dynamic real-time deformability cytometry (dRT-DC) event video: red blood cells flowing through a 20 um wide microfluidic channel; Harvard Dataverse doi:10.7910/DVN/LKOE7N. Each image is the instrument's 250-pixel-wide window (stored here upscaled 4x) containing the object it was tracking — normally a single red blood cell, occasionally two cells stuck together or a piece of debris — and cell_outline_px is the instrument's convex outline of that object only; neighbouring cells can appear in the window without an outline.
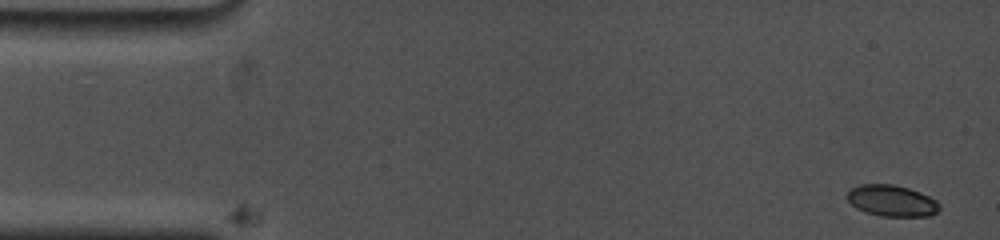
{"species": "common noctule bat (a hibernating species)", "species_latin": "Nyctalus noctula", "temperature_condition": "cold", "stored_images_in_passage": 2, "camera_frame_rate_fps": 5000, "um_per_image_px": 0.085, "animal": {"sex": "female", "body_mass_g": 19.0, "forearm_length_mm": 53.3}, "frame": {"image": 1, "passage_image": 1, "time_ms": 0.0, "image_size_px": [1000, 240], "cell_outline_px": [[940, 208], [932, 216], [880, 216], [864, 212], [856, 208], [844, 196], [852, 188], [860, 184], [892, 184], [908, 188], [920, 192], [936, 200], [940, 204]], "centroid_in_image_um": [75.79, 17.07], "position_along_channel_um": 9.2, "area_um2": 16.94}}